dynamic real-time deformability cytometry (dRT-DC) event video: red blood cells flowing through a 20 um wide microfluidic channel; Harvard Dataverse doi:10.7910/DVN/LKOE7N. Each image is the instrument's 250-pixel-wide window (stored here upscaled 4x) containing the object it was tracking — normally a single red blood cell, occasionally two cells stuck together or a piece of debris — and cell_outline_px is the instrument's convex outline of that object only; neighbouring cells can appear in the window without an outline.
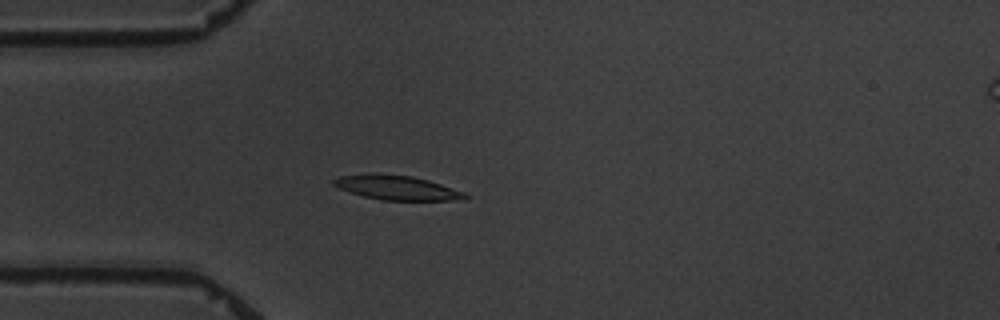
{"species": "common noctule bat (a hibernating species)", "species_latin": "Nyctalus noctula", "temperature_condition": "warm", "stored_images_in_passage": 3, "camera_frame_rate_fps": 3000, "um_per_image_px": 0.085, "animal": {"sex": "male", "body_mass_g": 19.5, "forearm_length_mm": 54.6}, "frame": {"image": 1, "passage_image": 3, "time_ms": 3.0, "image_size_px": [1000, 320], "cell_outline_px": [[468, 196], [452, 200], [380, 200], [364, 196], [340, 188], [332, 184], [332, 180], [340, 176], [368, 172], [380, 172], [412, 176], [428, 180], [464, 192]], "centroid_in_image_um": [33.65, 15.92], "position_along_channel_um": 51.4, "area_um2": 18.67}}